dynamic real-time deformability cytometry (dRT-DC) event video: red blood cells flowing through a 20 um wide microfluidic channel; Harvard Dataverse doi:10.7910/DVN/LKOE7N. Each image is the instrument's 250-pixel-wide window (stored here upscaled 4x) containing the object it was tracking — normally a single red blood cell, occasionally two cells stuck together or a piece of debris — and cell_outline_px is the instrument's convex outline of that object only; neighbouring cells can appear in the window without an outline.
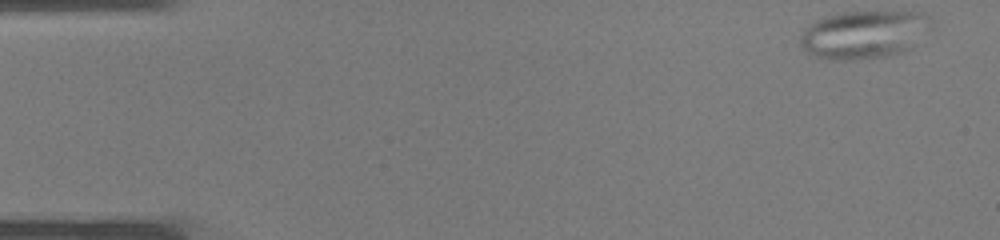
{"species": "common noctule bat (a hibernating species)", "species_latin": "Nyctalus noctula", "temperature_condition": "warm", "stored_images_in_passage": 36, "camera_frame_rate_fps": 3000, "um_per_image_px": 0.085, "animal": {"sex": "male", "body_mass_g": 19.0, "forearm_length_mm": 50.8}, "frame": {"image": 1, "passage_image": 1, "time_ms": 0.0, "image_size_px": [1000, 240], "cell_outline_px": [[932, 28], [912, 48], [888, 56], [852, 60], [832, 60], [816, 56], [800, 48], [800, 36], [804, 28], [816, 20], [824, 16], [840, 12], [924, 12], [932, 20]], "centroid_in_image_um": [73.46, 2.93], "position_along_channel_um": 11.5, "area_um2": 37.11}}
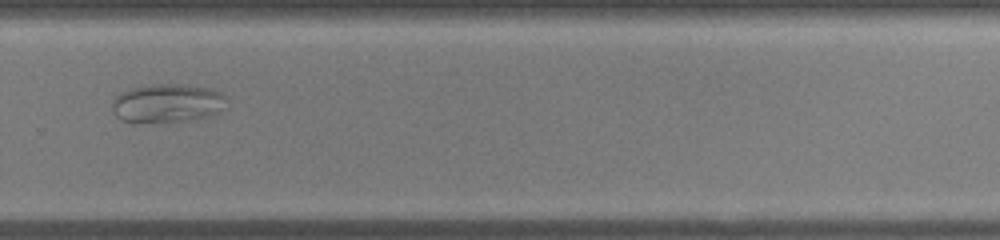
{"frame": {"image": 2, "passage_image": 25, "time_ms": 8.0, "image_size_px": [1000, 240], "cell_outline_px": [[228, 108], [220, 112], [208, 116], [188, 120], [136, 124], [120, 120], [112, 112], [112, 100], [120, 92], [128, 88], [152, 84], [188, 84], [212, 88], [224, 92], [228, 96]], "centroid_in_image_um": [14.26, 8.77], "position_along_channel_um": 315.5, "area_um2": 26.99}}
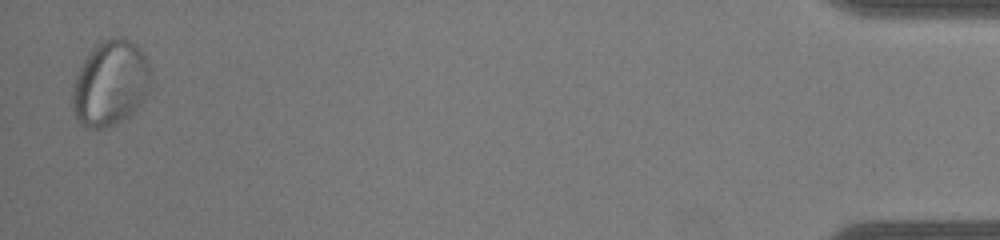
{"frame": {"image": 3, "passage_image": 36, "time_ms": 11.667, "image_size_px": [1000, 240], "cell_outline_px": [[152, 80], [144, 100], [128, 116], [116, 124], [96, 132], [88, 128], [76, 120], [72, 108], [72, 88], [76, 76], [84, 60], [92, 48], [96, 44], [108, 36], [116, 36], [132, 40], [144, 52], [148, 60], [152, 76]], "centroid_in_image_um": [9.39, 7.08], "position_along_channel_um": 425.8, "area_um2": 39.88}}